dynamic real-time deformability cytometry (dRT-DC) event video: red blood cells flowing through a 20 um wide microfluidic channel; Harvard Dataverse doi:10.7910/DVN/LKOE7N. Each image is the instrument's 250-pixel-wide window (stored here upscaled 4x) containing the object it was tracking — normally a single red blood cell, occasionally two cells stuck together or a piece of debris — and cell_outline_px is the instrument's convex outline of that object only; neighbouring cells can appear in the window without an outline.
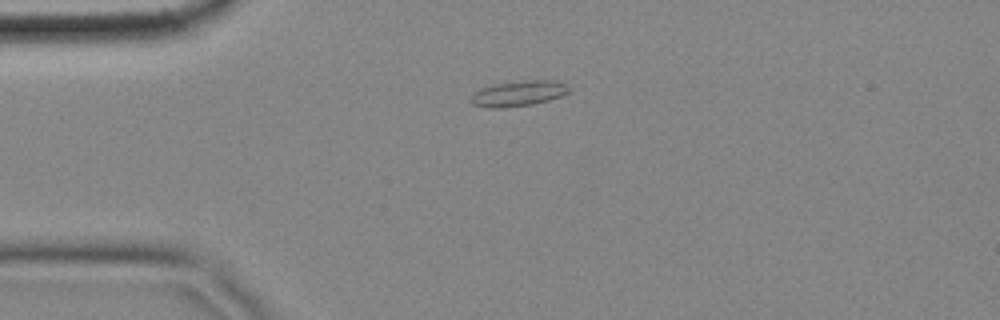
{"species": "common noctule bat (a hibernating species)", "species_latin": "Nyctalus noctula", "temperature_condition": "cold", "stored_images_in_passage": 45, "camera_frame_rate_fps": 3000, "um_per_image_px": 0.085, "animal": {"sex": "female", "body_mass_g": 18.4}, "frame": {"image": 1, "passage_image": 1, "time_ms": 0.0, "image_size_px": [1000, 320], "cell_outline_px": [[572, 88], [568, 92], [560, 96], [548, 100], [532, 104], [500, 108], [492, 108], [472, 104], [472, 96], [476, 92], [492, 84], [528, 80], [552, 80], [564, 84]], "centroid_in_image_um": [44.1, 7.94], "position_along_channel_um": 40.9, "area_um2": 14.22}}
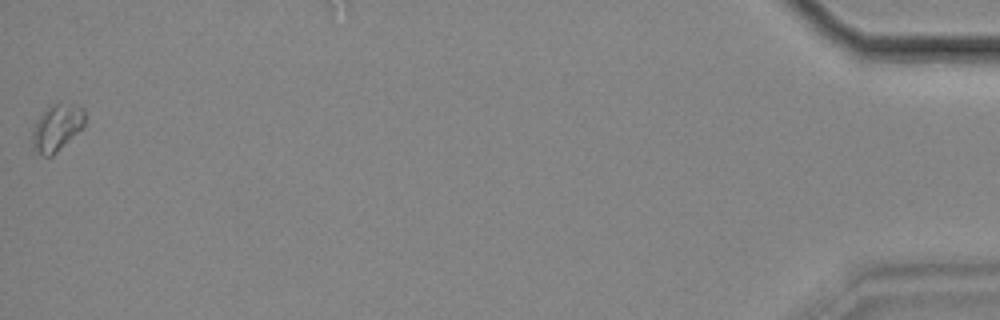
{"frame": {"image": 2, "passage_image": 45, "time_ms": 14.667, "image_size_px": [1000, 320], "cell_outline_px": [[84, 128], [52, 156], [44, 156], [32, 148], [32, 132], [36, 120], [44, 108], [48, 104], [60, 100], [76, 104], [84, 108]], "centroid_in_image_um": [4.84, 10.78], "position_along_channel_um": 430.4, "area_um2": 14.97}}